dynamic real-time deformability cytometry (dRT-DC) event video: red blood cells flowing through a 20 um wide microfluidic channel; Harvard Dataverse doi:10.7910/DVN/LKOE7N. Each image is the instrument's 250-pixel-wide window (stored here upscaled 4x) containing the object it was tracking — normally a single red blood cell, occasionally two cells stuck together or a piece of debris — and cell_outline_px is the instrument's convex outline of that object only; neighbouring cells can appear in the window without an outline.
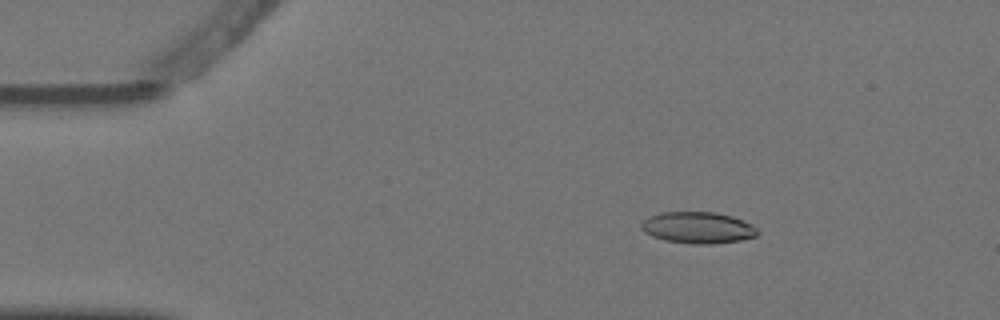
{"species": "Egyptian fruit bat (a non-hibernating species)", "species_latin": "Rousettus aegyptiacus", "temperature_condition": "warm", "stored_images_in_passage": 6, "camera_frame_rate_fps": 3000, "um_per_image_px": 0.085, "animal": {"sex": "female"}, "frame": {"image": 1, "passage_image": 3, "time_ms": 0.667, "image_size_px": [1000, 320], "cell_outline_px": [[760, 232], [756, 236], [740, 240], [712, 244], [692, 244], [664, 240], [652, 236], [644, 232], [640, 228], [640, 224], [648, 216], [660, 212], [716, 212], [732, 216], [752, 224]], "centroid_in_image_um": [59.3, 19.35], "position_along_channel_um": 25.7, "area_um2": 21.5}}
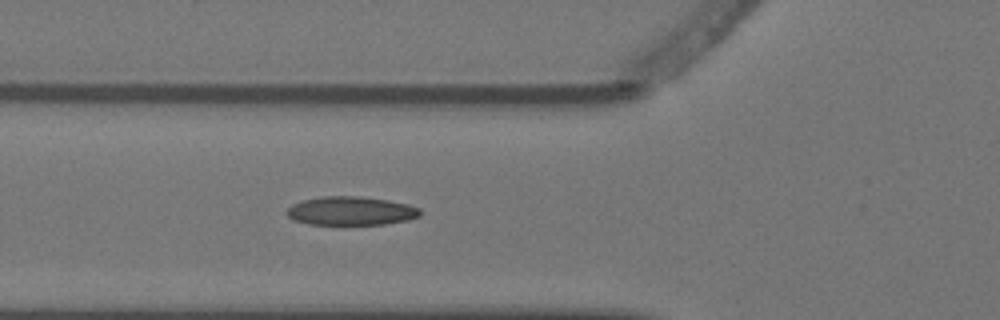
{"frame": {"image": 2, "passage_image": 6, "time_ms": 1.667, "image_size_px": [1000, 320], "cell_outline_px": [[420, 216], [408, 220], [384, 224], [308, 224], [292, 220], [284, 212], [292, 204], [300, 200], [320, 196], [360, 196], [388, 200], [408, 204], [420, 208]], "centroid_in_image_um": [29.79, 17.92], "position_along_channel_um": 96.0, "area_um2": 22.48}}